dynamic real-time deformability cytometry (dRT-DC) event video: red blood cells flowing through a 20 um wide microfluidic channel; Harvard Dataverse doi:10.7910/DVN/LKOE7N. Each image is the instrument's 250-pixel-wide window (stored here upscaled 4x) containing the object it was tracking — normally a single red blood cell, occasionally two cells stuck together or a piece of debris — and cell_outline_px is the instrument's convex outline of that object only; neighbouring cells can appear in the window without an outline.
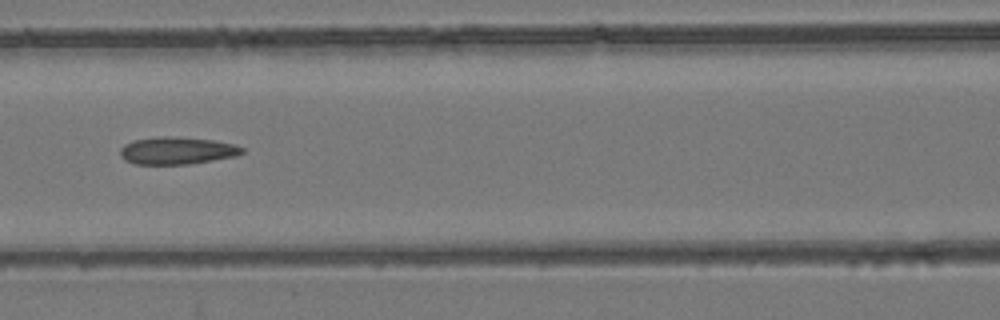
{"species": "common noctule bat (a hibernating species)", "species_latin": "Nyctalus noctula", "temperature_condition": "room temperature", "stored_images_in_passage": 7, "camera_frame_rate_fps": 3000, "um_per_image_px": 0.085, "animal": {"sex": "female", "body_mass_g": 24.6, "forearm_length_mm": 56.2}, "frame": {"image": 1, "passage_image": 7, "time_ms": 2.0, "image_size_px": [1000, 320], "cell_outline_px": [[244, 152], [236, 156], [188, 164], [136, 164], [124, 160], [120, 156], [120, 148], [124, 144], [132, 140], [160, 136], [164, 136], [216, 140], [232, 144], [244, 148]], "centroid_in_image_um": [15.01, 12.8], "position_along_channel_um": 151.6, "area_um2": 19.42}}